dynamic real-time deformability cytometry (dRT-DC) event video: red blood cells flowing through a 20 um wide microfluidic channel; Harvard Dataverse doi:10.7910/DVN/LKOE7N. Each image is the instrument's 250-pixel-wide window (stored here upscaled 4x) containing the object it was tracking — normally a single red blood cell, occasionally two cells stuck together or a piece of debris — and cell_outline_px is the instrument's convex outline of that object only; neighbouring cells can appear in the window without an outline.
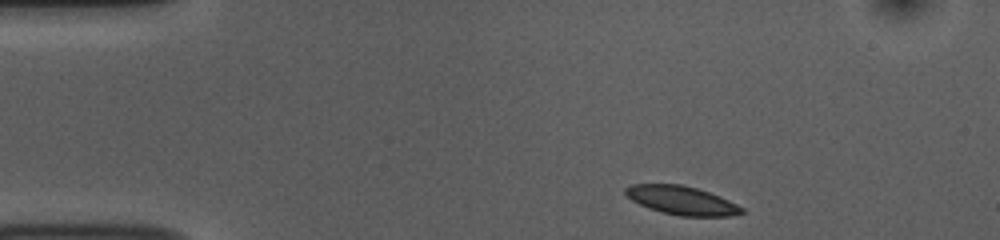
{"species": "common noctule bat (a hibernating species)", "species_latin": "Nyctalus noctula", "temperature_condition": "room temperature", "stored_images_in_passage": 46, "camera_frame_rate_fps": 3000, "um_per_image_px": 0.085, "animal": {"sex": "female", "body_mass_g": 10.0, "forearm_length_mm": 53.1}, "frame": {"image": 1, "passage_image": 1, "time_ms": 0.0, "image_size_px": [1000, 240], "cell_outline_px": [[744, 212], [732, 216], [680, 216], [660, 212], [648, 208], [632, 200], [624, 192], [624, 188], [632, 184], [680, 184], [696, 188], [720, 196], [744, 208]], "centroid_in_image_um": [57.94, 17.04], "position_along_channel_um": 27.1, "area_um2": 19.36}}
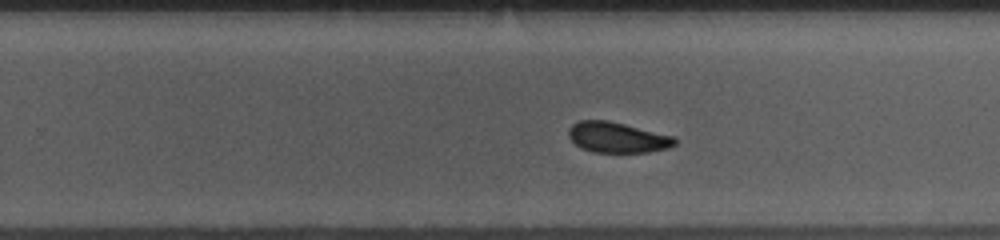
{"frame": {"image": 2, "passage_image": 26, "time_ms": 8.333, "image_size_px": [1000, 240], "cell_outline_px": [[676, 144], [668, 148], [648, 152], [592, 152], [580, 148], [568, 136], [568, 128], [572, 124], [580, 120], [608, 120], [672, 136], [676, 140]], "centroid_in_image_um": [52.43, 11.68], "position_along_channel_um": 277.4, "area_um2": 18.79}}
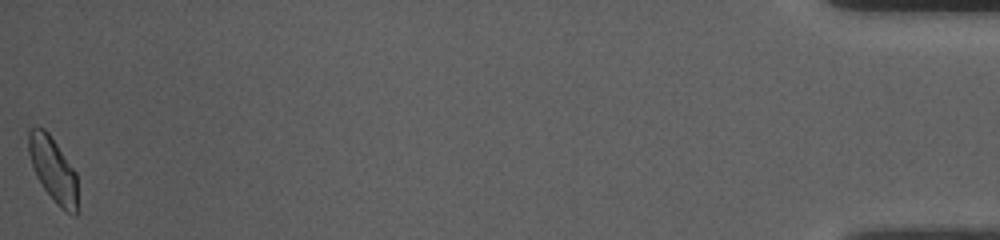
{"frame": {"image": 3, "passage_image": 46, "time_ms": 15.0, "image_size_px": [1000, 240], "cell_outline_px": [[76, 216], [64, 212], [56, 204], [44, 188], [36, 176], [28, 152], [28, 128], [36, 124], [44, 128], [48, 132], [76, 172]], "centroid_in_image_um": [4.48, 14.37], "position_along_channel_um": 430.7, "area_um2": 18.5}, "authors_computed_cell_mechanics": {"area_um2": 19.363, "velocity_mm_per_s": 3.725, "shape_relaxation_time_tau1_ms": 2.9117, "shape_relaxation_time_tau2_ms": 2.2015, "deformation_change_tau1": 0.0904, "deformation_change_tau2": 0.0671}}